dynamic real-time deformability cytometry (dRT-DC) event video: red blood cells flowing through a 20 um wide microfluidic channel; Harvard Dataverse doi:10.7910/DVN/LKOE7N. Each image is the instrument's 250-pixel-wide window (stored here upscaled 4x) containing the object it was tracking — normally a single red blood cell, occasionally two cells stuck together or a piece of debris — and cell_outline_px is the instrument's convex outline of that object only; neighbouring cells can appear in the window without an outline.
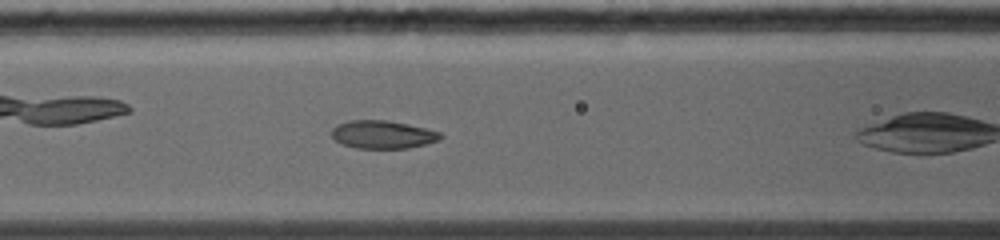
{"species": "common noctule bat (a hibernating species)", "species_latin": "Nyctalus noctula", "temperature_condition": "warm", "stored_images_in_passage": 6, "camera_frame_rate_fps": 5000, "um_per_image_px": 0.085, "animal": {"sex": "female", "body_mass_g": 19.0, "forearm_length_mm": 56.7}, "frame": {"image": 1, "passage_image": 6, "time_ms": 2.2, "image_size_px": [1000, 240], "cell_outline_px": [[444, 136], [436, 140], [424, 144], [408, 148], [356, 148], [344, 144], [336, 140], [332, 136], [332, 128], [340, 124], [352, 120], [384, 120], [424, 128], [440, 132]], "centroid_in_image_um": [32.52, 11.44], "position_along_channel_um": 134.1, "area_um2": 17.28}}